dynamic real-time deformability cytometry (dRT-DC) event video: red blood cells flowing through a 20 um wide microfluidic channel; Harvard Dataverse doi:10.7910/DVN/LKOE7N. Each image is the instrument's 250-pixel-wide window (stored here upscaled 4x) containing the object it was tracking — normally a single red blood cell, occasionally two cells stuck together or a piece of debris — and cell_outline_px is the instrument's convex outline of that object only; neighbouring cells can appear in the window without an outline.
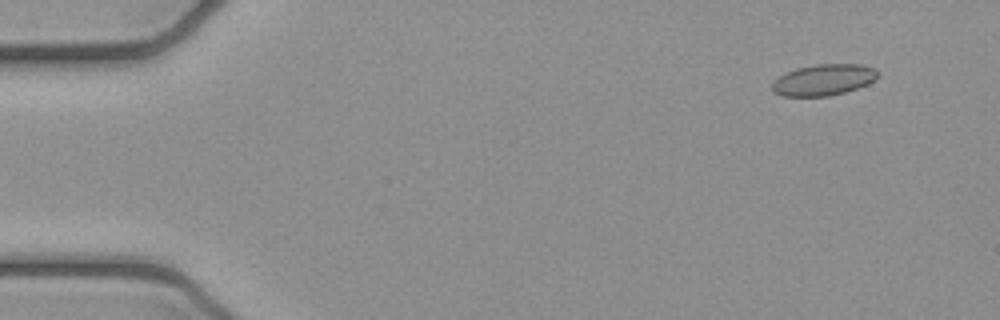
{"species": "common noctule bat (a hibernating species)", "species_latin": "Nyctalus noctula", "temperature_condition": "cold", "stored_images_in_passage": 4, "camera_frame_rate_fps": 3000, "um_per_image_px": 0.085, "animal": {"sex": "female", "body_mass_g": 21.9}, "frame": {"image": 1, "passage_image": 2, "time_ms": 0.333, "image_size_px": [1000, 320], "cell_outline_px": [[880, 76], [876, 80], [868, 84], [844, 92], [828, 96], [784, 96], [772, 92], [772, 80], [796, 68], [816, 64], [860, 64], [876, 68], [880, 72]], "centroid_in_image_um": [70.04, 6.78], "position_along_channel_um": 15.0, "area_um2": 19.42}}